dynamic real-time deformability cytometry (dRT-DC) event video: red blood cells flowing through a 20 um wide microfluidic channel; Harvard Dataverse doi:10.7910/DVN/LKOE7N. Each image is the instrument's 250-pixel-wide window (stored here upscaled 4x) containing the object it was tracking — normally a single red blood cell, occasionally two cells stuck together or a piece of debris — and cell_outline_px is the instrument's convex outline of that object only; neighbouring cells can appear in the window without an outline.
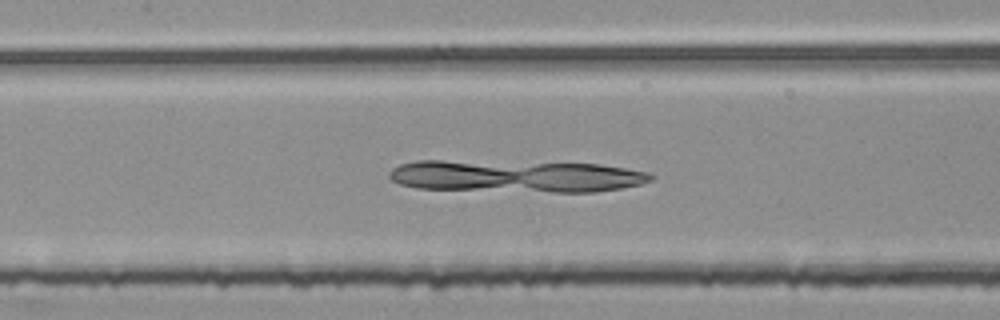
{"species": "common noctule bat (a hibernating species)", "species_latin": "Nyctalus noctula", "temperature_condition": "room temperature", "stored_images_in_passage": 51, "camera_frame_rate_fps": 3000, "um_per_image_px": 0.085, "animal": {"sex": "female", "body_mass_g": 25.1}, "frame": {"image": 1, "passage_image": 23, "time_ms": 7.333, "image_size_px": [1000, 320], "cell_outline_px": [[656, 176], [652, 180], [644, 184], [596, 192], [552, 192], [416, 188], [400, 184], [392, 180], [388, 176], [388, 172], [392, 168], [400, 164], [416, 160], [444, 160], [600, 164], [648, 172]], "centroid_in_image_um": [43.86, 14.97], "position_along_channel_um": 163.5, "area_um2": 49.25}}
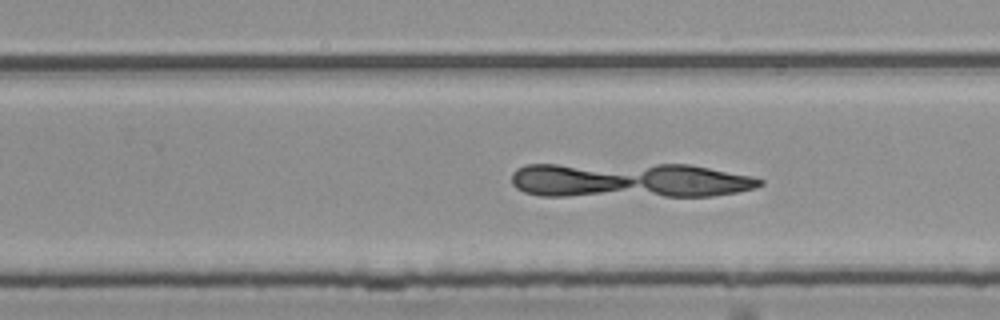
{"frame": {"image": 2, "passage_image": 32, "time_ms": 10.333, "image_size_px": [1000, 320], "cell_outline_px": [[764, 184], [756, 188], [736, 192], [712, 196], [540, 196], [524, 192], [516, 188], [512, 184], [512, 172], [516, 168], [524, 164], [688, 164], [752, 176], [764, 180]], "centroid_in_image_um": [53.46, 15.32], "position_along_channel_um": 276.3, "area_um2": 51.33}}
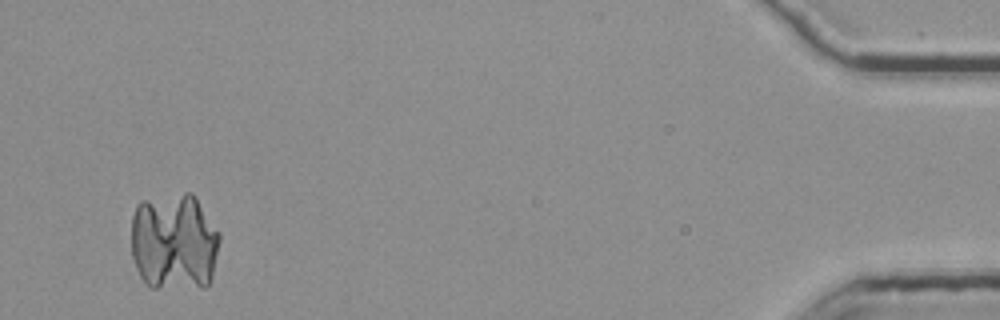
{"frame": {"image": 3, "passage_image": 50, "time_ms": 16.333, "image_size_px": [1000, 320], "cell_outline_px": [[220, 240], [212, 276], [208, 284], [204, 288], [152, 288], [140, 276], [136, 268], [132, 256], [132, 216], [136, 204], [140, 200], [184, 192], [192, 192], [220, 232]], "centroid_in_image_um": [14.8, 20.56], "position_along_channel_um": 420.4, "area_um2": 51.15}}